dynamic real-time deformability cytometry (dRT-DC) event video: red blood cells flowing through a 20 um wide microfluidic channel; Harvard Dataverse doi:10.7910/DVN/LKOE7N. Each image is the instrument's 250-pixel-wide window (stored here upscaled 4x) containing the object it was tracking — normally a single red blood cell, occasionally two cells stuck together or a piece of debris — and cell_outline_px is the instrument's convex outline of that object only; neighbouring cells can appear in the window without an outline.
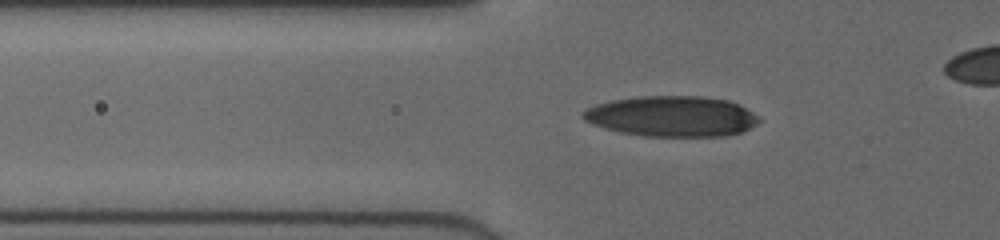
{"species": "human", "species_latin": "Homo sapiens", "temperature_condition": "cold", "stored_images_in_passage": 42, "camera_frame_rate_fps": 3000, "um_per_image_px": 0.085, "donor": {"sex": "female"}, "frame": {"image": 1, "passage_image": 13, "time_ms": 4.0, "image_size_px": [1000, 240], "cell_outline_px": [[760, 120], [756, 124], [740, 132], [724, 136], [644, 136], [620, 132], [592, 124], [584, 120], [580, 116], [580, 112], [596, 104], [612, 100], [640, 96], [700, 96], [728, 100], [752, 112]], "centroid_in_image_um": [57.05, 9.88], "position_along_channel_um": 68.8, "area_um2": 41.38}}
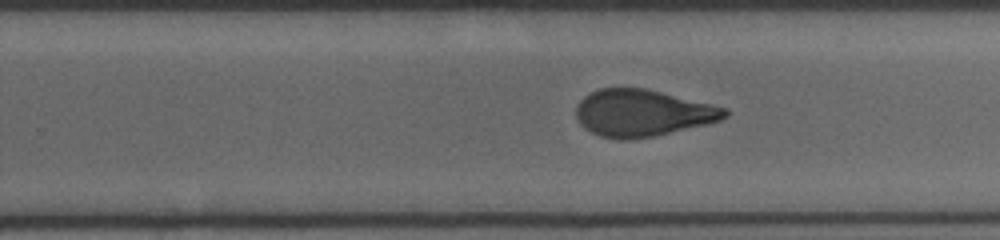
{"frame": {"image": 2, "passage_image": 29, "time_ms": 9.333, "image_size_px": [1000, 240], "cell_outline_px": [[728, 116], [720, 120], [704, 124], [652, 136], [628, 140], [624, 140], [600, 136], [584, 128], [580, 124], [576, 116], [576, 108], [580, 100], [584, 96], [600, 88], [644, 88], [728, 108]], "centroid_in_image_um": [54.58, 9.6], "position_along_channel_um": 275.2, "area_um2": 40.11}}
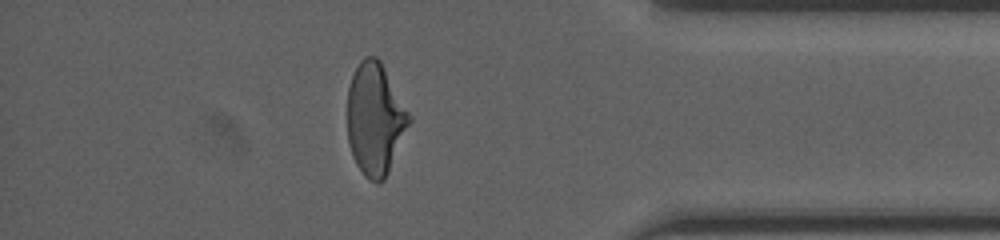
{"frame": {"image": 3, "passage_image": 40, "time_ms": 13.0, "image_size_px": [1000, 240], "cell_outline_px": [[412, 120], [388, 172], [384, 180], [380, 184], [376, 184], [368, 180], [364, 176], [356, 164], [352, 156], [348, 140], [348, 88], [352, 76], [360, 60], [364, 56], [376, 56], [380, 60], [412, 116]], "centroid_in_image_um": [31.89, 10.13], "position_along_channel_um": 403.3, "area_um2": 40.52}}